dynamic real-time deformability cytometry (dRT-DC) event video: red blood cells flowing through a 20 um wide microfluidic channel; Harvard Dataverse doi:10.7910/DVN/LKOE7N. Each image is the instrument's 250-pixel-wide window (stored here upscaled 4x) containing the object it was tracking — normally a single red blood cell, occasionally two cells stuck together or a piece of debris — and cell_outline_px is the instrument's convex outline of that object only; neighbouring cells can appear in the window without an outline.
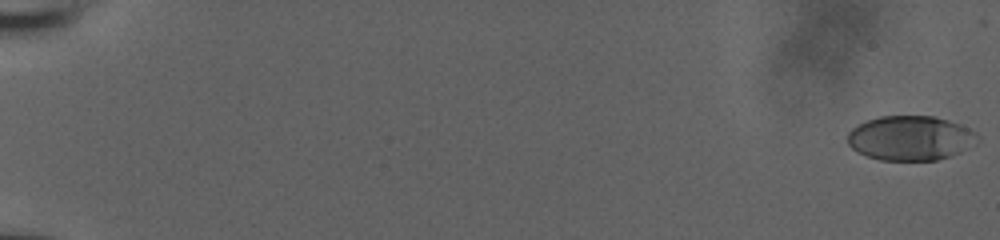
{"species": "human", "species_latin": "Homo sapiens", "temperature_condition": "room temperature", "stored_images_in_passage": 58, "camera_frame_rate_fps": 3000, "um_per_image_px": 0.085, "donor": {"sex": "male"}, "frame": {"image": 1, "passage_image": 1, "time_ms": 0.0, "image_size_px": [1000, 240], "cell_outline_px": [[976, 144], [960, 152], [936, 160], [880, 160], [856, 152], [848, 144], [848, 132], [852, 128], [868, 120], [880, 116], [932, 116], [948, 120], [960, 124], [976, 132]], "centroid_in_image_um": [77.37, 11.74], "position_along_channel_um": 7.6, "area_um2": 33.58}}
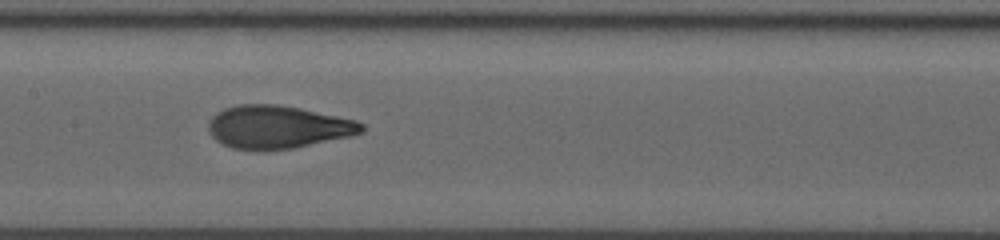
{"frame": {"image": 2, "passage_image": 32, "time_ms": 10.333, "image_size_px": [1000, 240], "cell_outline_px": [[364, 132], [348, 136], [292, 148], [232, 148], [220, 144], [208, 132], [208, 120], [216, 112], [224, 108], [236, 104], [276, 104], [300, 108], [356, 120], [364, 124]], "centroid_in_image_um": [23.56, 10.76], "position_along_channel_um": 183.8, "area_um2": 37.86}}
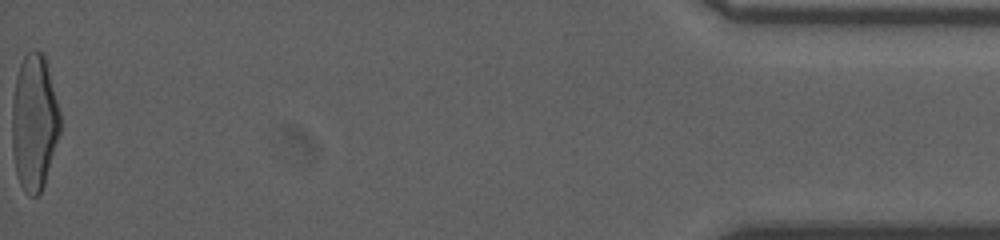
{"frame": {"image": 3, "passage_image": 58, "time_ms": 19.0, "image_size_px": [1000, 240], "cell_outline_px": [[60, 132], [44, 184], [40, 192], [36, 196], [28, 196], [24, 192], [20, 184], [16, 172], [12, 152], [12, 100], [16, 76], [20, 64], [24, 56], [32, 48], [36, 48], [44, 52], [60, 112]], "centroid_in_image_um": [2.9, 10.37], "position_along_channel_um": 432.3, "area_um2": 38.44}, "authors_computed_cell_mechanics": {"area_um2": 37.0498, "velocity_mm_per_s": 3.8855, "shape_relaxation_time_tau1_ms": 4.5846, "shape_relaxation_time_tau2_ms": 0.6562, "deformation_change_tau1": 0.2113, "deformation_change_tau2": 0.0713}}